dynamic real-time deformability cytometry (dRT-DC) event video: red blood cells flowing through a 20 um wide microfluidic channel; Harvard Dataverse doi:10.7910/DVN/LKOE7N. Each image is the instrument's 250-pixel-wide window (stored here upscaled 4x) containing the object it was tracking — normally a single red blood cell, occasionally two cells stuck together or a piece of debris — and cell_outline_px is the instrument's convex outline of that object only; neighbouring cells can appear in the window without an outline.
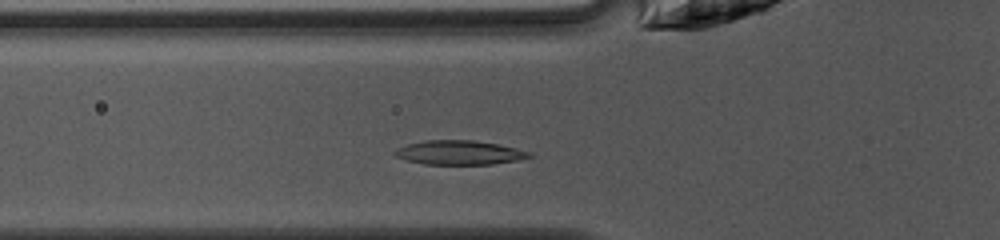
{"species": "common noctule bat (a hibernating species)", "species_latin": "Nyctalus noctula", "temperature_condition": "warm", "stored_images_in_passage": 26, "camera_frame_rate_fps": 3000, "um_per_image_px": 0.085, "animal": {"sex": "female", "body_mass_g": 10.0, "forearm_length_mm": 53.1}, "frame": {"image": 1, "passage_image": 3, "time_ms": 0.667, "image_size_px": [1000, 240], "cell_outline_px": [[532, 156], [520, 160], [492, 164], [424, 164], [408, 160], [396, 156], [392, 152], [396, 148], [408, 144], [424, 140], [476, 140], [516, 148], [532, 152]], "centroid_in_image_um": [39.06, 12.96], "position_along_channel_um": 86.7, "area_um2": 18.96}}
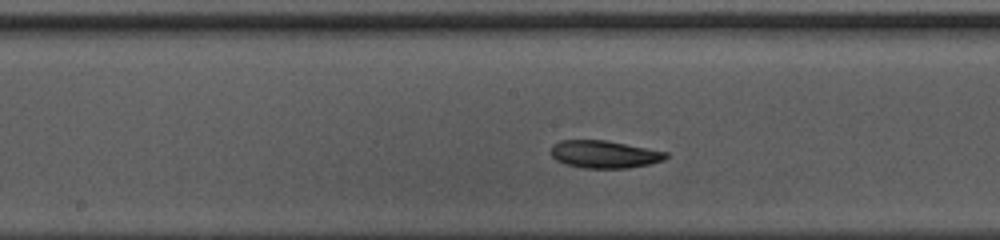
{"frame": {"image": 2, "passage_image": 11, "time_ms": 3.333, "image_size_px": [1000, 240], "cell_outline_px": [[668, 156], [664, 160], [648, 164], [628, 168], [580, 168], [564, 164], [556, 160], [552, 156], [552, 144], [560, 140], [604, 140], [668, 152]], "centroid_in_image_um": [51.34, 13.12], "position_along_channel_um": 196.9, "area_um2": 18.44}}
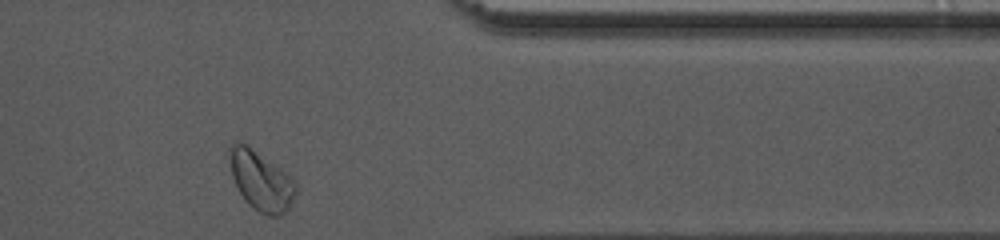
{"frame": {"image": 3, "passage_image": 26, "time_ms": 8.333, "image_size_px": [1000, 240], "cell_outline_px": [[296, 192], [288, 208], [280, 216], [268, 216], [252, 208], [244, 200], [232, 176], [228, 156], [228, 148], [236, 140], [240, 140], [280, 168], [296, 184]], "centroid_in_image_um": [22.13, 15.35], "position_along_channel_um": 389.3, "area_um2": 22.72}, "authors_computed_cell_mechanics": {"area_um2": 18.6405, "velocity_mm_per_s": 4.0992, "shape_relaxation_time_tau1_ms": 4.3069, "shape_relaxation_time_tau2_ms": null, "deformation_change_tau1": 0.1278, "deformation_change_tau2": null}}